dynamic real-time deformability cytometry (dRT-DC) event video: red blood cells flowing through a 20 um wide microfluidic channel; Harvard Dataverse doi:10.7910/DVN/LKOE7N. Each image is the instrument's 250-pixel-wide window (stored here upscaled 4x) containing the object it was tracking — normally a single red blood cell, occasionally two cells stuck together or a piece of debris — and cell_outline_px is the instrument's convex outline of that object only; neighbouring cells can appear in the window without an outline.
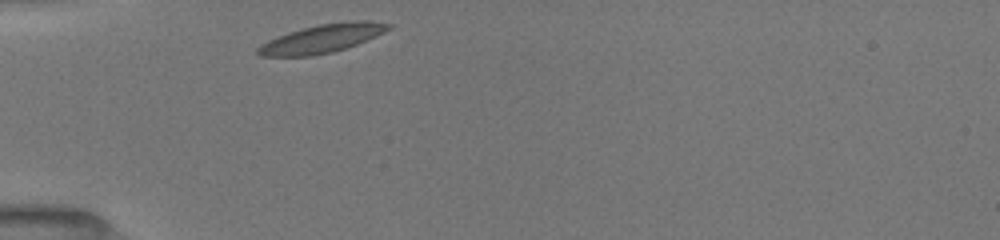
{"species": "common noctule bat (a hibernating species)", "species_latin": "Nyctalus noctula", "temperature_condition": "room temperature", "stored_images_in_passage": 11, "camera_frame_rate_fps": 3000, "um_per_image_px": 0.085, "animal": {"sex": "female", "body_mass_g": 19.5, "forearm_length_mm": 54.1}, "frame": {"image": 1, "passage_image": 1, "time_ms": 0.0, "image_size_px": [1000, 240], "cell_outline_px": [[392, 24], [384, 32], [376, 36], [356, 44], [332, 52], [308, 56], [260, 56], [256, 52], [256, 48], [260, 44], [268, 40], [304, 28], [320, 24], [352, 20], [364, 20]], "centroid_in_image_um": [27.36, 3.28], "position_along_channel_um": 57.6, "area_um2": 21.15}}
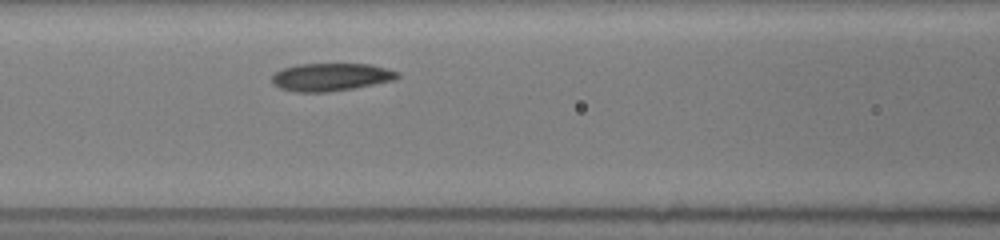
{"frame": {"image": 2, "passage_image": 8, "time_ms": 2.333, "image_size_px": [1000, 240], "cell_outline_px": [[400, 76], [392, 80], [352, 88], [324, 92], [296, 92], [280, 88], [272, 80], [272, 76], [276, 72], [284, 68], [296, 64], [368, 64], [400, 72]], "centroid_in_image_um": [28.11, 6.54], "position_along_channel_um": 138.5, "area_um2": 19.94}}
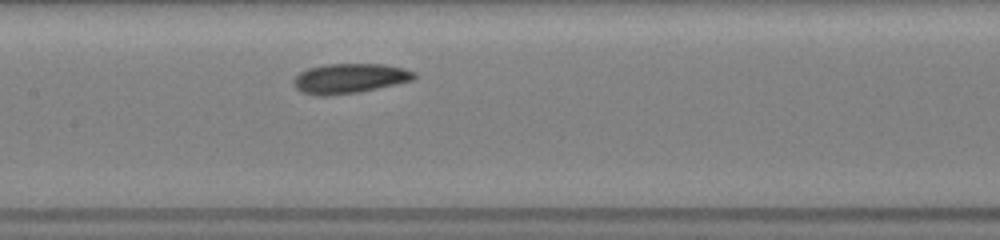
{"frame": {"image": 3, "passage_image": 11, "time_ms": 3.333, "image_size_px": [1000, 240], "cell_outline_px": [[416, 76], [412, 80], [356, 92], [328, 96], [320, 96], [300, 92], [296, 88], [296, 76], [300, 72], [308, 68], [324, 64], [384, 64], [400, 68], [412, 72]], "centroid_in_image_um": [29.65, 6.66], "position_along_channel_um": 177.7, "area_um2": 20.4}}